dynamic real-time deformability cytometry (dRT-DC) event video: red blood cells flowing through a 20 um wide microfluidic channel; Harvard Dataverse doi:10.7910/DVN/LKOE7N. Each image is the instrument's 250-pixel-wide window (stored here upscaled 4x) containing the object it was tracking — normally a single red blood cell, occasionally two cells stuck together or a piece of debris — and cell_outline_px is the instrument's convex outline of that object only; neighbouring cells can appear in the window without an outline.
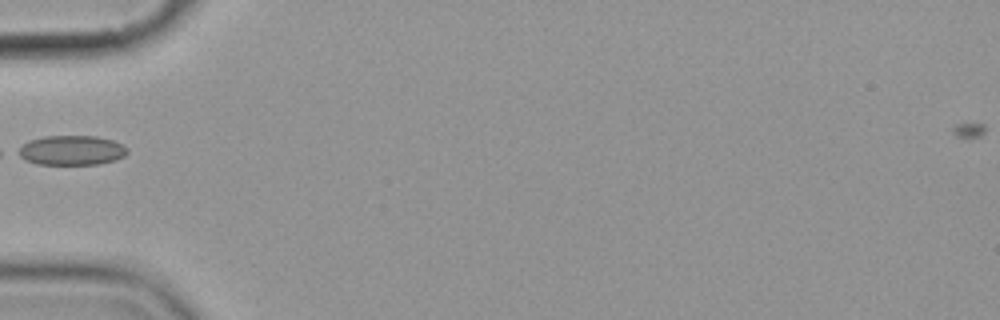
{"species": "common noctule bat (a hibernating species)", "species_latin": "Nyctalus noctula", "temperature_condition": "cold", "stored_images_in_passage": 6, "camera_frame_rate_fps": 3000, "um_per_image_px": 0.085, "animal": {"sex": "female", "body_mass_g": 19.9}, "frame": {"image": 1, "passage_image": 5, "time_ms": 5.667, "image_size_px": [1000, 320], "cell_outline_px": [[128, 152], [124, 156], [116, 160], [100, 164], [36, 164], [24, 160], [16, 156], [12, 152], [28, 140], [44, 136], [96, 136], [112, 140], [120, 144]], "centroid_in_image_um": [5.97, 12.78], "position_along_channel_um": 79.0, "area_um2": 19.13}}
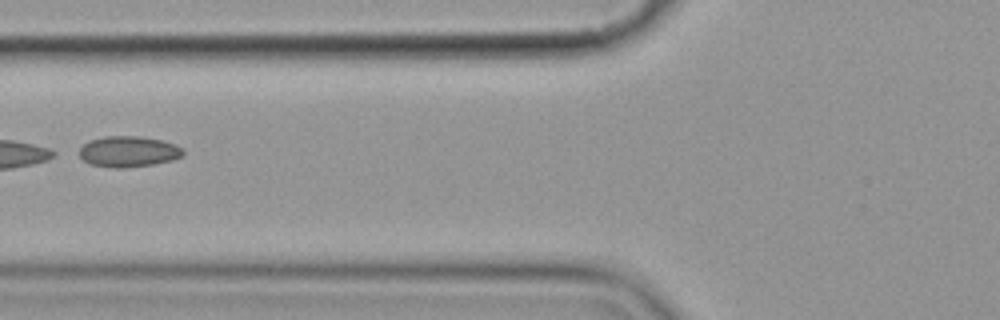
{"frame": {"image": 2, "passage_image": 6, "time_ms": 6.667, "image_size_px": [1000, 320], "cell_outline_px": [[184, 156], [172, 160], [152, 164], [124, 168], [112, 168], [88, 164], [80, 156], [80, 148], [84, 144], [92, 140], [104, 136], [136, 136], [164, 140], [176, 144], [184, 148]], "centroid_in_image_um": [10.96, 12.88], "position_along_channel_um": 114.8, "area_um2": 18.79}}